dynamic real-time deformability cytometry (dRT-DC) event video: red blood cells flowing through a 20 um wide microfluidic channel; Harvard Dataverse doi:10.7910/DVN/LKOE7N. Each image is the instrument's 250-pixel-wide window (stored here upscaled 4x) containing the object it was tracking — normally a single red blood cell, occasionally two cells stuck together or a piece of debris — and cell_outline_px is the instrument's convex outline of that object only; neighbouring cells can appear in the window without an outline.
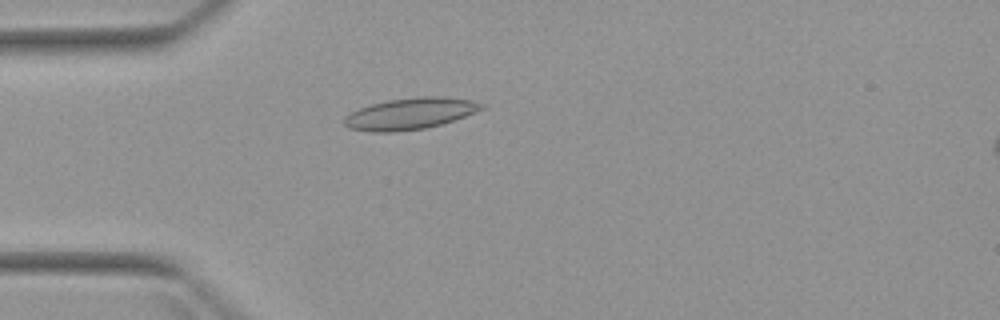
{"species": "Egyptian fruit bat (a non-hibernating species)", "species_latin": "Rousettus aegyptiacus", "temperature_condition": "warm", "stored_images_in_passage": 1, "camera_frame_rate_fps": 3000, "um_per_image_px": 0.085, "animal": {"sex": "female"}, "frame": {"image": 1, "passage_image": 1, "time_ms": 0.0, "image_size_px": [1000, 320], "cell_outline_px": [[484, 108], [464, 116], [440, 124], [424, 128], [396, 132], [372, 132], [348, 128], [344, 124], [344, 116], [360, 108], [372, 104], [388, 100], [420, 96], [444, 96], [472, 100], [484, 104]], "centroid_in_image_um": [34.84, 9.65], "position_along_channel_um": 50.2, "area_um2": 25.03}}